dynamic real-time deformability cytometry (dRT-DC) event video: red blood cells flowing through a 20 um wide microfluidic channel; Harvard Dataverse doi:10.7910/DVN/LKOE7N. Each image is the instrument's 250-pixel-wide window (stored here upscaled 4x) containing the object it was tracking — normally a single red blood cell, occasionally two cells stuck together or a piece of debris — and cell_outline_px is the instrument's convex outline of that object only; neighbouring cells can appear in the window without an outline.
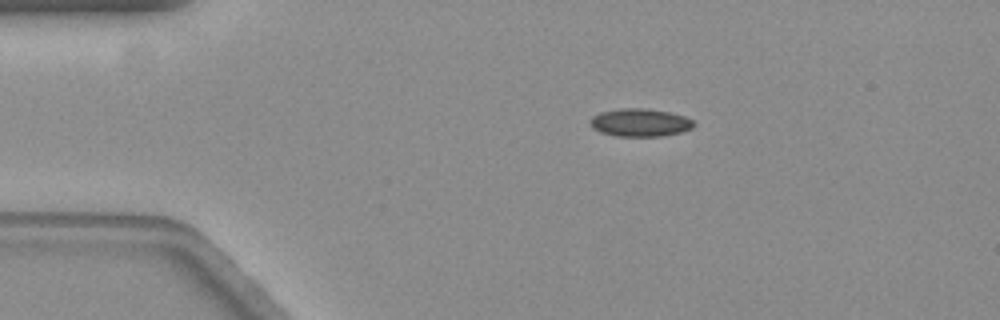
{"species": "common noctule bat (a hibernating species)", "species_latin": "Nyctalus noctula", "temperature_condition": "warm", "stored_images_in_passage": 11, "camera_frame_rate_fps": 3000, "um_per_image_px": 0.085, "animal": {"sex": "female", "body_mass_g": 19.3, "forearm_length_mm": 54.1}, "frame": {"image": 1, "passage_image": 1, "time_ms": 0.0, "image_size_px": [1000, 320], "cell_outline_px": [[696, 124], [692, 128], [680, 132], [660, 136], [616, 136], [600, 132], [592, 128], [592, 116], [600, 112], [620, 108], [644, 108], [668, 112], [684, 116], [692, 120]], "centroid_in_image_um": [54.4, 10.41], "position_along_channel_um": 30.6, "area_um2": 16.7}}
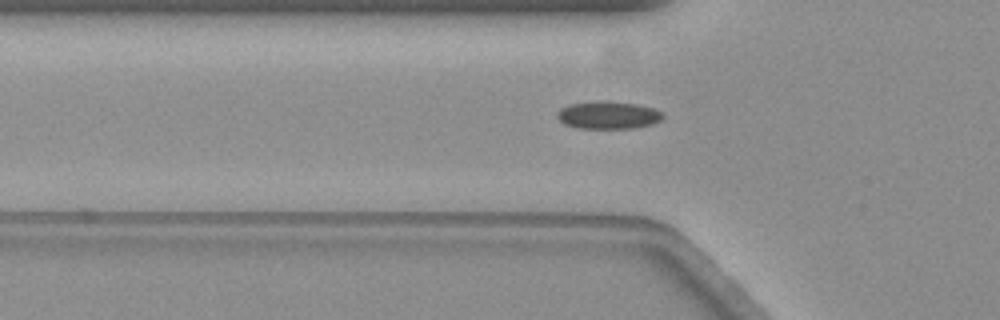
{"frame": {"image": 2, "passage_image": 9, "time_ms": 2.667, "image_size_px": [1000, 320], "cell_outline_px": [[664, 116], [660, 120], [652, 124], [632, 128], [576, 128], [564, 124], [556, 116], [556, 112], [560, 108], [568, 104], [596, 100], [600, 100], [636, 104], [652, 108], [660, 112]], "centroid_in_image_um": [51.62, 9.77], "position_along_channel_um": 74.2, "area_um2": 17.05}}